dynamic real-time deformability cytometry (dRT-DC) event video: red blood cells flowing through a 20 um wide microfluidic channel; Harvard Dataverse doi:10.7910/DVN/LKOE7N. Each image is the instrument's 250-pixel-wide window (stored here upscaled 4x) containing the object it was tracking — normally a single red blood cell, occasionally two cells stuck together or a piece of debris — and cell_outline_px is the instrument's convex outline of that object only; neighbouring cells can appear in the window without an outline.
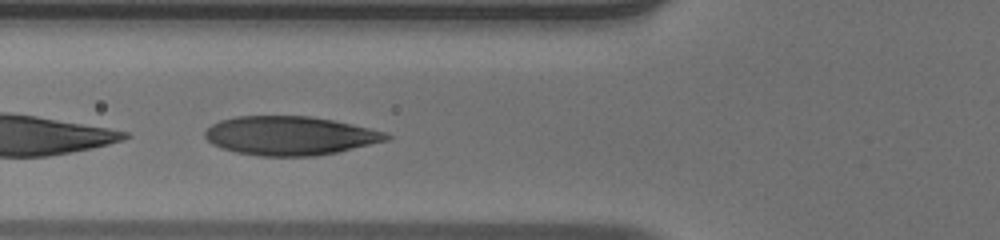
{"species": "human", "species_latin": "Homo sapiens", "temperature_condition": "warm", "stored_images_in_passage": 34, "camera_frame_rate_fps": 3000, "um_per_image_px": 0.085, "donor": {"sex": "male"}, "frame": {"image": 1, "passage_image": 7, "time_ms": 2.0, "image_size_px": [1000, 240], "cell_outline_px": [[392, 136], [388, 140], [336, 152], [316, 156], [260, 156], [236, 152], [212, 144], [204, 136], [204, 132], [212, 124], [220, 120], [236, 116], [312, 116], [352, 124], [384, 132]], "centroid_in_image_um": [24.62, 11.53], "position_along_channel_um": 101.2, "area_um2": 40.86}}
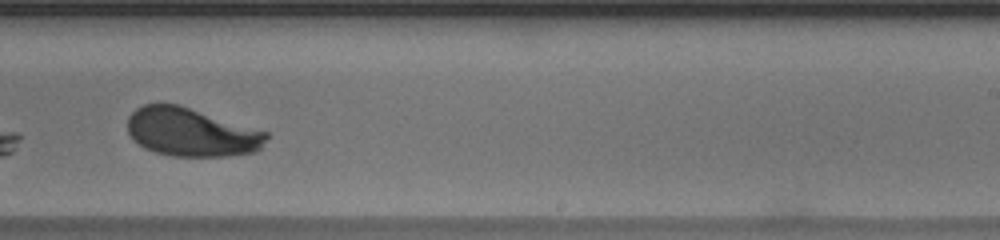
{"frame": {"image": 2, "passage_image": 20, "time_ms": 6.333, "image_size_px": [1000, 240], "cell_outline_px": [[268, 136], [260, 148], [252, 152], [224, 156], [172, 156], [156, 152], [144, 148], [132, 140], [128, 132], [128, 116], [136, 108], [144, 104], [176, 104], [268, 132]], "centroid_in_image_um": [16.21, 11.24], "position_along_channel_um": 272.8, "area_um2": 38.78}}
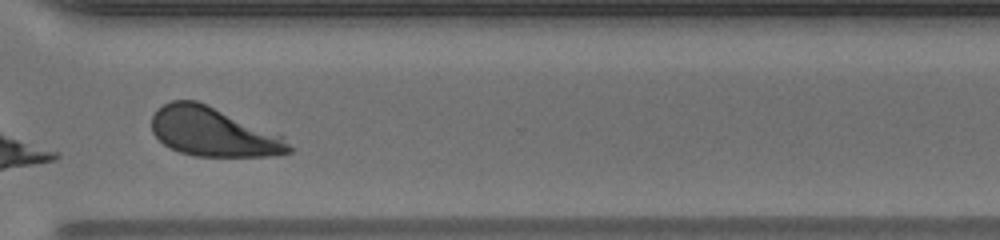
{"frame": {"image": 3, "passage_image": 26, "time_ms": 8.333, "image_size_px": [1000, 240], "cell_outline_px": [[292, 152], [272, 156], [196, 156], [180, 152], [164, 144], [152, 132], [152, 116], [156, 108], [172, 100], [196, 100], [284, 136], [292, 148]], "centroid_in_image_um": [18.12, 11.22], "position_along_channel_um": 352.5, "area_um2": 38.96}, "authors_computed_cell_mechanics": {"area_um2": 40.2288, "velocity_mm_per_s": 3.9633, "shape_relaxation_time_tau1_ms": 2.8176, "shape_relaxation_time_tau2_ms": null, "deformation_change_tau1": 0.1496, "deformation_change_tau2": null}}